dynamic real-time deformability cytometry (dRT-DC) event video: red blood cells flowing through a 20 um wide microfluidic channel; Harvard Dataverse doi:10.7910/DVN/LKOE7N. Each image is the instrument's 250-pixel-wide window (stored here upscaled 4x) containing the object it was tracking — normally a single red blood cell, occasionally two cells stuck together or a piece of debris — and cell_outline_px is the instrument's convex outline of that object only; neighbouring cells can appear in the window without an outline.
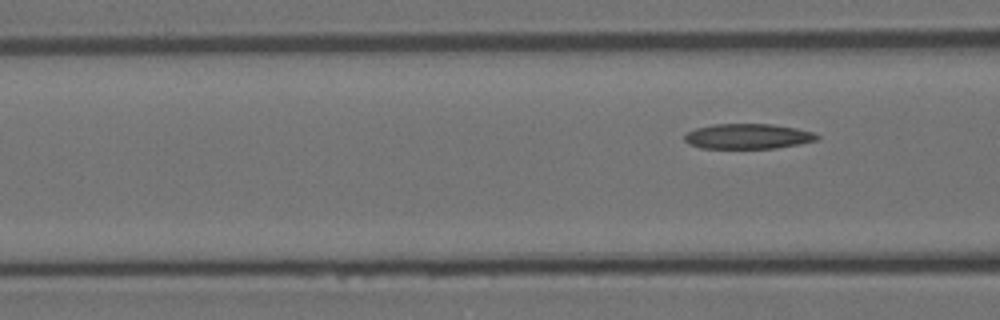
{"species": "Egyptian fruit bat (a non-hibernating species)", "species_latin": "Rousettus aegyptiacus", "temperature_condition": "room temperature", "stored_images_in_passage": 7, "camera_frame_rate_fps": 3000, "um_per_image_px": 0.085, "animal": {"sex": "female"}, "frame": {"image": 1, "passage_image": 5, "time_ms": 1.333, "image_size_px": [1000, 320], "cell_outline_px": [[820, 136], [816, 140], [776, 148], [700, 148], [688, 144], [684, 140], [684, 136], [688, 132], [696, 128], [712, 124], [772, 124], [796, 128], [812, 132]], "centroid_in_image_um": [63.52, 11.58], "position_along_channel_um": 103.1, "area_um2": 19.31}}